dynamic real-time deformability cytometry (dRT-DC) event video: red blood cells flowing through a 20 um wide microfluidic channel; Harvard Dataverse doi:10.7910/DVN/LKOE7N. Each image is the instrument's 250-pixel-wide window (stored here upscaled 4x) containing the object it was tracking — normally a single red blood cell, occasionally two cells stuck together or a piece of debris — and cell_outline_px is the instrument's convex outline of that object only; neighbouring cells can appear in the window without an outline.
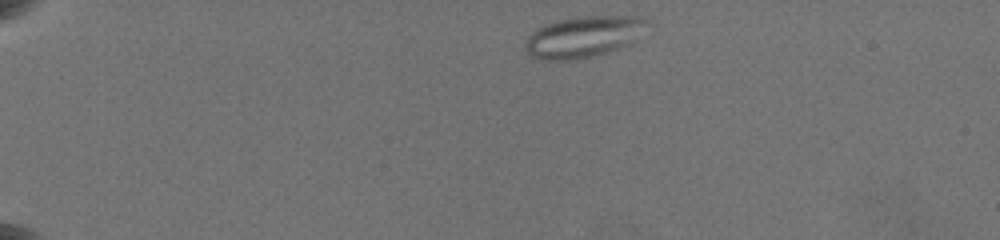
{"species": "common noctule bat (a hibernating species)", "species_latin": "Nyctalus noctula", "temperature_condition": "warm", "stored_images_in_passage": 17, "camera_frame_rate_fps": 3000, "um_per_image_px": 0.085, "animal": {"sex": "female", "body_mass_g": 19.5, "forearm_length_mm": 54.1}, "frame": {"image": 1, "passage_image": 1, "time_ms": 0.0, "image_size_px": [1000, 240], "cell_outline_px": [[652, 24], [632, 44], [592, 56], [572, 60], [540, 60], [528, 56], [524, 48], [524, 44], [528, 36], [532, 32], [548, 24], [560, 20], [588, 16], [640, 16], [652, 20]], "centroid_in_image_um": [49.67, 3.13], "position_along_channel_um": 35.3, "area_um2": 29.65}}
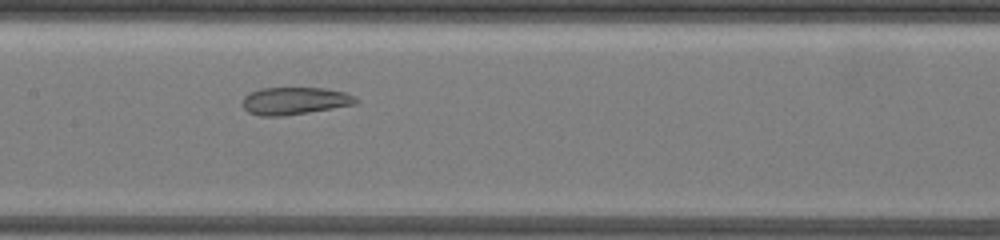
{"frame": {"image": 2, "passage_image": 15, "time_ms": 6.667, "image_size_px": [1000, 240], "cell_outline_px": [[356, 104], [284, 116], [260, 116], [248, 112], [240, 104], [244, 96], [248, 92], [260, 88], [324, 88], [344, 92], [356, 96]], "centroid_in_image_um": [24.98, 8.57], "position_along_channel_um": 182.4, "area_um2": 18.21}}
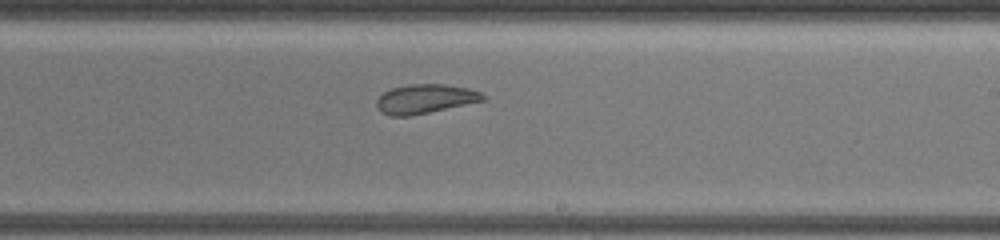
{"frame": {"image": 3, "passage_image": 17, "time_ms": 8.667, "image_size_px": [1000, 240], "cell_outline_px": [[484, 100], [428, 112], [408, 116], [388, 116], [380, 112], [376, 108], [376, 100], [384, 92], [392, 88], [408, 84], [444, 84], [468, 88], [480, 92], [484, 96]], "centroid_in_image_um": [36.06, 8.4], "position_along_channel_um": 252.9, "area_um2": 17.92}}